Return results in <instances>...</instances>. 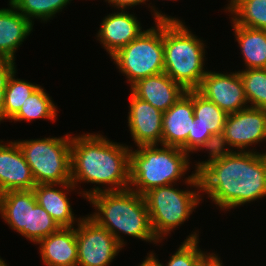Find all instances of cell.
<instances>
[{"label":"cell","instance_id":"1","mask_svg":"<svg viewBox=\"0 0 266 266\" xmlns=\"http://www.w3.org/2000/svg\"><path fill=\"white\" fill-rule=\"evenodd\" d=\"M233 151L198 176L201 190L222 210L266 196V152Z\"/></svg>","mask_w":266,"mask_h":266},{"label":"cell","instance_id":"2","mask_svg":"<svg viewBox=\"0 0 266 266\" xmlns=\"http://www.w3.org/2000/svg\"><path fill=\"white\" fill-rule=\"evenodd\" d=\"M101 134L71 137V183L90 182L108 185L81 191L86 199L101 191H121L130 185V149ZM111 185V186H109ZM110 187V188H109Z\"/></svg>","mask_w":266,"mask_h":266},{"label":"cell","instance_id":"3","mask_svg":"<svg viewBox=\"0 0 266 266\" xmlns=\"http://www.w3.org/2000/svg\"><path fill=\"white\" fill-rule=\"evenodd\" d=\"M87 199L94 205L95 211L98 210L88 216L106 228L122 247L125 242L119 232L154 244L161 241L153 232L143 195L128 188L121 191H101Z\"/></svg>","mask_w":266,"mask_h":266},{"label":"cell","instance_id":"4","mask_svg":"<svg viewBox=\"0 0 266 266\" xmlns=\"http://www.w3.org/2000/svg\"><path fill=\"white\" fill-rule=\"evenodd\" d=\"M184 25L181 20L163 21L164 73L186 91L197 90L207 72L206 45Z\"/></svg>","mask_w":266,"mask_h":266},{"label":"cell","instance_id":"5","mask_svg":"<svg viewBox=\"0 0 266 266\" xmlns=\"http://www.w3.org/2000/svg\"><path fill=\"white\" fill-rule=\"evenodd\" d=\"M161 146L140 145L135 151L130 149L129 188L134 192L144 195L152 188L174 184L185 176L189 155L178 147Z\"/></svg>","mask_w":266,"mask_h":266},{"label":"cell","instance_id":"6","mask_svg":"<svg viewBox=\"0 0 266 266\" xmlns=\"http://www.w3.org/2000/svg\"><path fill=\"white\" fill-rule=\"evenodd\" d=\"M152 8L156 26L143 30L111 57L131 86L142 78L164 72L163 21L178 19Z\"/></svg>","mask_w":266,"mask_h":266},{"label":"cell","instance_id":"7","mask_svg":"<svg viewBox=\"0 0 266 266\" xmlns=\"http://www.w3.org/2000/svg\"><path fill=\"white\" fill-rule=\"evenodd\" d=\"M185 184L198 188V191L179 190L173 184L150 189L143 196L147 204L148 213L153 232L156 238L163 239L175 228L189 218L202 200L198 175L185 178ZM200 195V196H199Z\"/></svg>","mask_w":266,"mask_h":266},{"label":"cell","instance_id":"8","mask_svg":"<svg viewBox=\"0 0 266 266\" xmlns=\"http://www.w3.org/2000/svg\"><path fill=\"white\" fill-rule=\"evenodd\" d=\"M36 184L71 183V135L16 141Z\"/></svg>","mask_w":266,"mask_h":266},{"label":"cell","instance_id":"9","mask_svg":"<svg viewBox=\"0 0 266 266\" xmlns=\"http://www.w3.org/2000/svg\"><path fill=\"white\" fill-rule=\"evenodd\" d=\"M77 266H108L123 248L115 237L89 216L77 219Z\"/></svg>","mask_w":266,"mask_h":266},{"label":"cell","instance_id":"10","mask_svg":"<svg viewBox=\"0 0 266 266\" xmlns=\"http://www.w3.org/2000/svg\"><path fill=\"white\" fill-rule=\"evenodd\" d=\"M197 91L227 115L248 107L243 82L236 71L223 74L207 70Z\"/></svg>","mask_w":266,"mask_h":266},{"label":"cell","instance_id":"11","mask_svg":"<svg viewBox=\"0 0 266 266\" xmlns=\"http://www.w3.org/2000/svg\"><path fill=\"white\" fill-rule=\"evenodd\" d=\"M229 147L241 152L266 140V109L250 107L228 114L223 128ZM246 149V150H245Z\"/></svg>","mask_w":266,"mask_h":266},{"label":"cell","instance_id":"12","mask_svg":"<svg viewBox=\"0 0 266 266\" xmlns=\"http://www.w3.org/2000/svg\"><path fill=\"white\" fill-rule=\"evenodd\" d=\"M194 121L187 139V154L198 151L214 133L223 132L227 114L215 103L193 90Z\"/></svg>","mask_w":266,"mask_h":266},{"label":"cell","instance_id":"13","mask_svg":"<svg viewBox=\"0 0 266 266\" xmlns=\"http://www.w3.org/2000/svg\"><path fill=\"white\" fill-rule=\"evenodd\" d=\"M128 126L136 146L162 145L163 112L150 103L130 94Z\"/></svg>","mask_w":266,"mask_h":266},{"label":"cell","instance_id":"14","mask_svg":"<svg viewBox=\"0 0 266 266\" xmlns=\"http://www.w3.org/2000/svg\"><path fill=\"white\" fill-rule=\"evenodd\" d=\"M0 142V194L8 191L33 190L36 183L16 141Z\"/></svg>","mask_w":266,"mask_h":266},{"label":"cell","instance_id":"15","mask_svg":"<svg viewBox=\"0 0 266 266\" xmlns=\"http://www.w3.org/2000/svg\"><path fill=\"white\" fill-rule=\"evenodd\" d=\"M193 121V90H189L163 112L162 145L178 147L187 153V139Z\"/></svg>","mask_w":266,"mask_h":266},{"label":"cell","instance_id":"16","mask_svg":"<svg viewBox=\"0 0 266 266\" xmlns=\"http://www.w3.org/2000/svg\"><path fill=\"white\" fill-rule=\"evenodd\" d=\"M120 11L105 16L97 33L98 40L111 57L143 32L137 17Z\"/></svg>","mask_w":266,"mask_h":266},{"label":"cell","instance_id":"17","mask_svg":"<svg viewBox=\"0 0 266 266\" xmlns=\"http://www.w3.org/2000/svg\"><path fill=\"white\" fill-rule=\"evenodd\" d=\"M130 90L136 97L162 112L167 111L187 92L164 72L138 80L130 86Z\"/></svg>","mask_w":266,"mask_h":266},{"label":"cell","instance_id":"18","mask_svg":"<svg viewBox=\"0 0 266 266\" xmlns=\"http://www.w3.org/2000/svg\"><path fill=\"white\" fill-rule=\"evenodd\" d=\"M37 243L40 245L42 262L46 266H77L75 227H60Z\"/></svg>","mask_w":266,"mask_h":266},{"label":"cell","instance_id":"19","mask_svg":"<svg viewBox=\"0 0 266 266\" xmlns=\"http://www.w3.org/2000/svg\"><path fill=\"white\" fill-rule=\"evenodd\" d=\"M11 8L0 9V60L15 61L14 53L33 30V22L10 2Z\"/></svg>","mask_w":266,"mask_h":266},{"label":"cell","instance_id":"20","mask_svg":"<svg viewBox=\"0 0 266 266\" xmlns=\"http://www.w3.org/2000/svg\"><path fill=\"white\" fill-rule=\"evenodd\" d=\"M59 185L62 189L54 188L57 184H36L33 192L37 203L49 213L59 227H73L76 217H74L69 198L66 196L67 193L63 190H74L76 186L72 183Z\"/></svg>","mask_w":266,"mask_h":266},{"label":"cell","instance_id":"21","mask_svg":"<svg viewBox=\"0 0 266 266\" xmlns=\"http://www.w3.org/2000/svg\"><path fill=\"white\" fill-rule=\"evenodd\" d=\"M36 199L33 190L8 191L0 194L2 219L28 240L29 205Z\"/></svg>","mask_w":266,"mask_h":266},{"label":"cell","instance_id":"22","mask_svg":"<svg viewBox=\"0 0 266 266\" xmlns=\"http://www.w3.org/2000/svg\"><path fill=\"white\" fill-rule=\"evenodd\" d=\"M232 24L246 69L266 68V30Z\"/></svg>","mask_w":266,"mask_h":266},{"label":"cell","instance_id":"23","mask_svg":"<svg viewBox=\"0 0 266 266\" xmlns=\"http://www.w3.org/2000/svg\"><path fill=\"white\" fill-rule=\"evenodd\" d=\"M226 9L236 25L266 30V0H230Z\"/></svg>","mask_w":266,"mask_h":266},{"label":"cell","instance_id":"24","mask_svg":"<svg viewBox=\"0 0 266 266\" xmlns=\"http://www.w3.org/2000/svg\"><path fill=\"white\" fill-rule=\"evenodd\" d=\"M44 91V88L39 86L10 120H14V122L31 121L41 118L54 121L57 116V107L52 102V98Z\"/></svg>","mask_w":266,"mask_h":266},{"label":"cell","instance_id":"25","mask_svg":"<svg viewBox=\"0 0 266 266\" xmlns=\"http://www.w3.org/2000/svg\"><path fill=\"white\" fill-rule=\"evenodd\" d=\"M14 71L5 89V99L3 108V120L11 119L21 108L26 99L40 86L30 82L15 79Z\"/></svg>","mask_w":266,"mask_h":266},{"label":"cell","instance_id":"26","mask_svg":"<svg viewBox=\"0 0 266 266\" xmlns=\"http://www.w3.org/2000/svg\"><path fill=\"white\" fill-rule=\"evenodd\" d=\"M70 1L72 0H9L30 22L34 18L45 22L55 17V14L62 11Z\"/></svg>","mask_w":266,"mask_h":266},{"label":"cell","instance_id":"27","mask_svg":"<svg viewBox=\"0 0 266 266\" xmlns=\"http://www.w3.org/2000/svg\"><path fill=\"white\" fill-rule=\"evenodd\" d=\"M250 107L266 109V68L238 71Z\"/></svg>","mask_w":266,"mask_h":266},{"label":"cell","instance_id":"28","mask_svg":"<svg viewBox=\"0 0 266 266\" xmlns=\"http://www.w3.org/2000/svg\"><path fill=\"white\" fill-rule=\"evenodd\" d=\"M196 232L189 235L182 245L177 249L175 254L170 256V260L165 264L166 266H201L205 260L212 254L209 252L205 253L199 249V238ZM160 266H164L158 259L155 257L154 253H149ZM207 254V255H206Z\"/></svg>","mask_w":266,"mask_h":266},{"label":"cell","instance_id":"29","mask_svg":"<svg viewBox=\"0 0 266 266\" xmlns=\"http://www.w3.org/2000/svg\"><path fill=\"white\" fill-rule=\"evenodd\" d=\"M59 228L49 213L37 203L36 199L29 205L28 240L37 244L39 240L56 232Z\"/></svg>","mask_w":266,"mask_h":266},{"label":"cell","instance_id":"30","mask_svg":"<svg viewBox=\"0 0 266 266\" xmlns=\"http://www.w3.org/2000/svg\"><path fill=\"white\" fill-rule=\"evenodd\" d=\"M227 140L223 132L212 134L199 149H206L209 151V160L198 162L195 166V175H199L211 163L221 161L229 156L233 150L229 149Z\"/></svg>","mask_w":266,"mask_h":266},{"label":"cell","instance_id":"31","mask_svg":"<svg viewBox=\"0 0 266 266\" xmlns=\"http://www.w3.org/2000/svg\"><path fill=\"white\" fill-rule=\"evenodd\" d=\"M15 62L0 60V122L3 121L5 89L11 74L16 71Z\"/></svg>","mask_w":266,"mask_h":266},{"label":"cell","instance_id":"32","mask_svg":"<svg viewBox=\"0 0 266 266\" xmlns=\"http://www.w3.org/2000/svg\"><path fill=\"white\" fill-rule=\"evenodd\" d=\"M106 1H108L110 5L112 4L114 8L116 7L117 9H120V10H125L129 6L133 7L135 5H139L141 3L146 2V0H106Z\"/></svg>","mask_w":266,"mask_h":266},{"label":"cell","instance_id":"33","mask_svg":"<svg viewBox=\"0 0 266 266\" xmlns=\"http://www.w3.org/2000/svg\"><path fill=\"white\" fill-rule=\"evenodd\" d=\"M220 257L212 253L201 266H223Z\"/></svg>","mask_w":266,"mask_h":266},{"label":"cell","instance_id":"34","mask_svg":"<svg viewBox=\"0 0 266 266\" xmlns=\"http://www.w3.org/2000/svg\"><path fill=\"white\" fill-rule=\"evenodd\" d=\"M140 266H160L159 263L149 254Z\"/></svg>","mask_w":266,"mask_h":266},{"label":"cell","instance_id":"35","mask_svg":"<svg viewBox=\"0 0 266 266\" xmlns=\"http://www.w3.org/2000/svg\"><path fill=\"white\" fill-rule=\"evenodd\" d=\"M0 266H7V264L3 261L1 257H0Z\"/></svg>","mask_w":266,"mask_h":266}]
</instances>
